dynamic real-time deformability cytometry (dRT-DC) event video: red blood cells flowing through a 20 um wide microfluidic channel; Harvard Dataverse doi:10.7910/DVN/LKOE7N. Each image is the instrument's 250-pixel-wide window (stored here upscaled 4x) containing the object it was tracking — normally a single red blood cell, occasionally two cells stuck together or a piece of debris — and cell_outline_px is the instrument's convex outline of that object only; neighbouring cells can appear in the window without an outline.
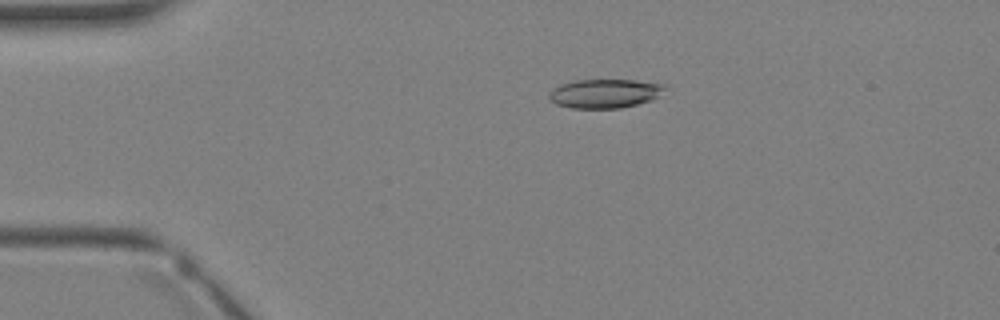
{"species": "Egyptian fruit bat (a non-hibernating species)", "species_latin": "Rousettus aegyptiacus", "temperature_condition": "warm", "stored_images_in_passage": 3, "camera_frame_rate_fps": 3000, "um_per_image_px": 0.085, "animal": {"sex": "female"}, "frame": {"image": 1, "passage_image": 2, "time_ms": 2.0, "image_size_px": [1000, 320], "cell_outline_px": [[664, 88], [652, 100], [620, 108], [572, 108], [556, 104], [548, 100], [548, 92], [552, 88], [560, 84], [576, 80], [632, 80], [664, 84]], "centroid_in_image_um": [51.31, 7.95], "position_along_channel_um": 33.7, "area_um2": 19.42}}
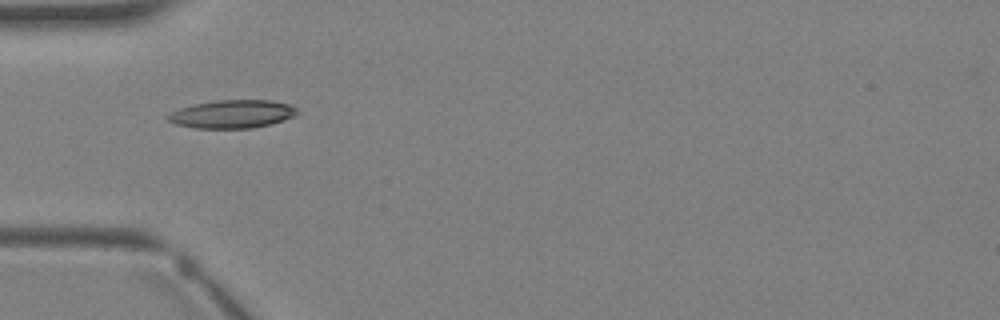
{"frame": {"image": 2, "passage_image": 3, "time_ms": 3.333, "image_size_px": [1000, 320], "cell_outline_px": [[300, 112], [296, 116], [272, 124], [252, 128], [196, 128], [176, 124], [168, 120], [164, 116], [180, 108], [196, 104], [220, 100], [272, 100], [288, 104], [296, 108]], "centroid_in_image_um": [19.79, 9.7], "position_along_channel_um": 65.2, "area_um2": 21.21}}